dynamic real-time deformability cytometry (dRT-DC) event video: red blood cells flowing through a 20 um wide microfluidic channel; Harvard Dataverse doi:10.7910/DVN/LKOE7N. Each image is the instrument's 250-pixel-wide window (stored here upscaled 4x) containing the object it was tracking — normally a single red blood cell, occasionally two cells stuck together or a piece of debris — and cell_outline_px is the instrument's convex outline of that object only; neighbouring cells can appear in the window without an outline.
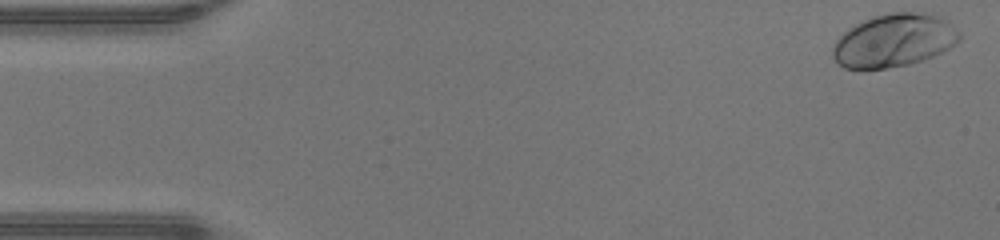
{"species": "human", "species_latin": "Homo sapiens", "temperature_condition": "warm", "stored_images_in_passage": 47, "camera_frame_rate_fps": 3000, "um_per_image_px": 0.085, "donor": {"sex": "male"}, "frame": {"image": 1, "passage_image": 1, "time_ms": 0.0, "image_size_px": [1000, 240], "cell_outline_px": [[960, 40], [956, 44], [932, 56], [908, 64], [884, 68], [844, 68], [832, 56], [832, 44], [848, 28], [872, 16], [892, 12], [912, 12], [936, 16], [948, 20], [960, 32]], "centroid_in_image_um": [75.98, 3.43], "position_along_channel_um": 9.0, "area_um2": 38.78}}
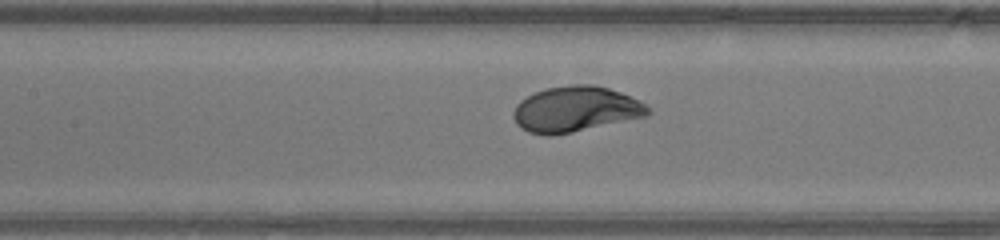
{"frame": {"image": 2, "passage_image": 21, "time_ms": 6.667, "image_size_px": [1000, 240], "cell_outline_px": [[652, 112], [648, 116], [572, 132], [552, 136], [548, 136], [528, 132], [520, 128], [516, 124], [512, 116], [512, 112], [516, 104], [520, 100], [544, 88], [576, 84], [592, 84], [608, 88], [620, 92], [640, 100], [652, 108]], "centroid_in_image_um": [48.93, 9.29], "position_along_channel_um": 158.5, "area_um2": 36.07}}
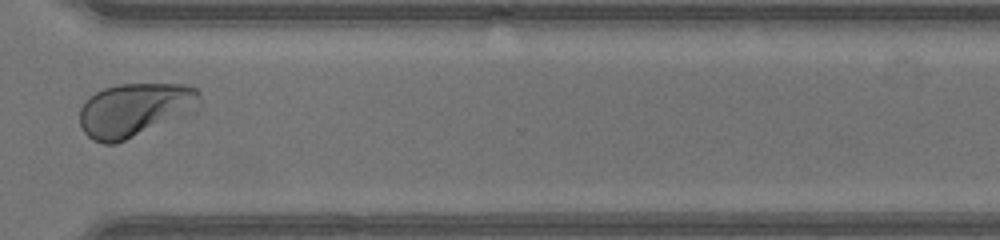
{"frame": {"image": 3, "passage_image": 35, "time_ms": 11.333, "image_size_px": [1000, 240], "cell_outline_px": [[200, 100], [124, 140], [116, 144], [104, 144], [92, 140], [84, 132], [80, 124], [80, 108], [96, 92], [104, 88], [120, 84], [188, 84], [196, 88], [200, 92]], "centroid_in_image_um": [11.26, 9.28], "position_along_channel_um": 359.3, "area_um2": 34.91}, "authors_computed_cell_mechanics": {"area_um2": 36.4718, "velocity_mm_per_s": 4.3149, "shape_relaxation_time_tau1_ms": 1.6208, "shape_relaxation_time_tau2_ms": null, "deformation_change_tau1": 0.1609, "deformation_change_tau2": null}}